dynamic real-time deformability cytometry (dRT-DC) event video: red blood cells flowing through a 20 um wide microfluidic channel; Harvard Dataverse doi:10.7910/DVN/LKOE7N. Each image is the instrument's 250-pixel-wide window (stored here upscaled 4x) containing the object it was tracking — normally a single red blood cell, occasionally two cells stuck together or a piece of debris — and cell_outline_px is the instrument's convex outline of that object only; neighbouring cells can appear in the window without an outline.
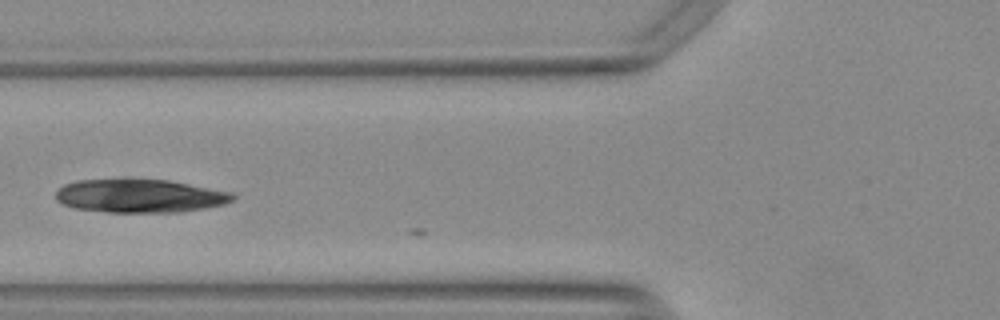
{"species": "Egyptian fruit bat (a non-hibernating species)", "species_latin": "Rousettus aegyptiacus", "temperature_condition": "warm", "stored_images_in_passage": 4, "camera_frame_rate_fps": 3000, "um_per_image_px": 0.085, "animal": {"sex": "female"}, "frame": {"image": 1, "passage_image": 3, "time_ms": 0.667, "image_size_px": [1000, 320], "cell_outline_px": [[236, 196], [232, 200], [224, 204], [204, 208], [180, 212], [108, 212], [72, 208], [56, 200], [56, 192], [64, 184], [80, 180], [124, 176], [168, 180], [232, 192]], "centroid_in_image_um": [11.84, 16.61], "position_along_channel_um": 114.0, "area_um2": 35.37}}